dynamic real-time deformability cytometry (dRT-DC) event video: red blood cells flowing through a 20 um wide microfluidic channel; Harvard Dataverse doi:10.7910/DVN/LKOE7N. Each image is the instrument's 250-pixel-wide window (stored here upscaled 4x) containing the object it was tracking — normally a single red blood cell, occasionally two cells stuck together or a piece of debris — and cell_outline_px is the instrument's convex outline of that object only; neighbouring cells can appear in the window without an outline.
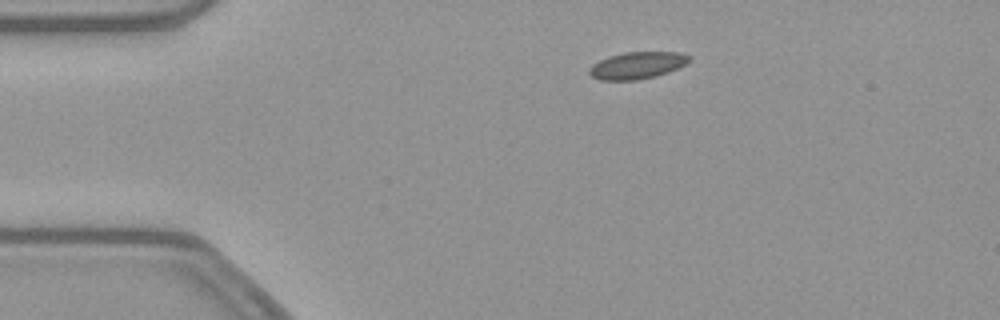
{"species": "common noctule bat (a hibernating species)", "species_latin": "Nyctalus noctula", "temperature_condition": "warm", "stored_images_in_passage": 45, "camera_frame_rate_fps": 3000, "um_per_image_px": 0.085, "animal": {"sex": "female", "body_mass_g": 21.9}, "frame": {"image": 1, "passage_image": 2, "time_ms": 0.333, "image_size_px": [1000, 320], "cell_outline_px": [[692, 60], [668, 72], [656, 76], [636, 80], [600, 80], [592, 76], [588, 72], [588, 68], [592, 64], [608, 56], [624, 52], [680, 52], [692, 56]], "centroid_in_image_um": [54.16, 5.55], "position_along_channel_um": 30.8, "area_um2": 15.78}}
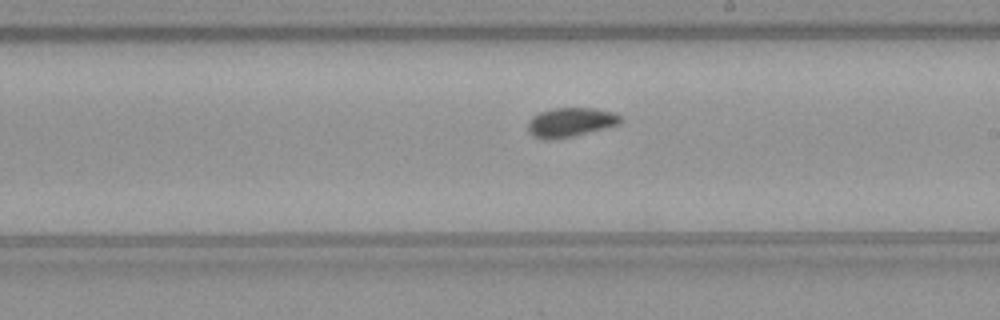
{"frame": {"image": 2, "passage_image": 22, "time_ms": 7.0, "image_size_px": [1000, 320], "cell_outline_px": [[624, 120], [620, 124], [556, 140], [544, 140], [532, 136], [528, 132], [528, 120], [532, 116], [540, 112], [552, 108], [596, 108], [612, 112], [620, 116]], "centroid_in_image_um": [48.46, 10.4], "position_along_channel_um": 240.5, "area_um2": 15.95}}
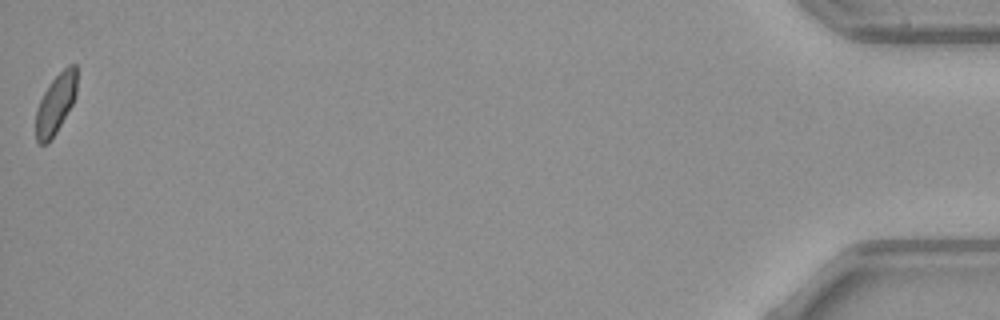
{"frame": {"image": 3, "passage_image": 45, "time_ms": 14.667, "image_size_px": [1000, 320], "cell_outline_px": [[76, 96], [72, 104], [56, 132], [48, 144], [40, 144], [36, 140], [36, 108], [48, 84], [68, 64], [76, 64]], "centroid_in_image_um": [4.72, 8.83], "position_along_channel_um": 430.5, "area_um2": 14.22}}